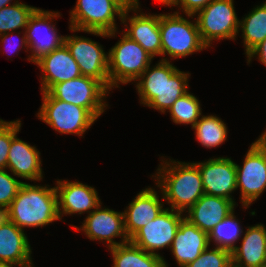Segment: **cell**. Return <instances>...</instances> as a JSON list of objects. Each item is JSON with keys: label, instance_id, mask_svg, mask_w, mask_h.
<instances>
[{"label": "cell", "instance_id": "obj_1", "mask_svg": "<svg viewBox=\"0 0 266 267\" xmlns=\"http://www.w3.org/2000/svg\"><path fill=\"white\" fill-rule=\"evenodd\" d=\"M188 78L189 73L178 70L167 58L152 68L149 65L137 79L141 103L164 113L188 92Z\"/></svg>", "mask_w": 266, "mask_h": 267}, {"label": "cell", "instance_id": "obj_2", "mask_svg": "<svg viewBox=\"0 0 266 267\" xmlns=\"http://www.w3.org/2000/svg\"><path fill=\"white\" fill-rule=\"evenodd\" d=\"M23 182L9 208L3 213L20 229L42 227L59 220L55 187Z\"/></svg>", "mask_w": 266, "mask_h": 267}, {"label": "cell", "instance_id": "obj_3", "mask_svg": "<svg viewBox=\"0 0 266 267\" xmlns=\"http://www.w3.org/2000/svg\"><path fill=\"white\" fill-rule=\"evenodd\" d=\"M170 162L161 163L154 176L162 189L163 200L171 204V209L183 213L204 195L201 174L195 163Z\"/></svg>", "mask_w": 266, "mask_h": 267}, {"label": "cell", "instance_id": "obj_4", "mask_svg": "<svg viewBox=\"0 0 266 267\" xmlns=\"http://www.w3.org/2000/svg\"><path fill=\"white\" fill-rule=\"evenodd\" d=\"M123 12L112 0H77L75 8L70 12L69 29L112 37L117 29L115 15L121 20Z\"/></svg>", "mask_w": 266, "mask_h": 267}, {"label": "cell", "instance_id": "obj_5", "mask_svg": "<svg viewBox=\"0 0 266 267\" xmlns=\"http://www.w3.org/2000/svg\"><path fill=\"white\" fill-rule=\"evenodd\" d=\"M121 40L109 50V90L136 81L151 64L153 57L137 42L122 34Z\"/></svg>", "mask_w": 266, "mask_h": 267}, {"label": "cell", "instance_id": "obj_6", "mask_svg": "<svg viewBox=\"0 0 266 267\" xmlns=\"http://www.w3.org/2000/svg\"><path fill=\"white\" fill-rule=\"evenodd\" d=\"M159 29L162 55L176 59L207 48L201 40L196 21L191 23L179 12L160 14Z\"/></svg>", "mask_w": 266, "mask_h": 267}, {"label": "cell", "instance_id": "obj_7", "mask_svg": "<svg viewBox=\"0 0 266 267\" xmlns=\"http://www.w3.org/2000/svg\"><path fill=\"white\" fill-rule=\"evenodd\" d=\"M42 95L43 103L37 115L61 134L82 136L96 121L86 108L55 99L49 92Z\"/></svg>", "mask_w": 266, "mask_h": 267}, {"label": "cell", "instance_id": "obj_8", "mask_svg": "<svg viewBox=\"0 0 266 267\" xmlns=\"http://www.w3.org/2000/svg\"><path fill=\"white\" fill-rule=\"evenodd\" d=\"M233 3V0H212L204 9L196 13L199 34L207 47H210L211 41L216 39L235 40L241 30Z\"/></svg>", "mask_w": 266, "mask_h": 267}, {"label": "cell", "instance_id": "obj_9", "mask_svg": "<svg viewBox=\"0 0 266 267\" xmlns=\"http://www.w3.org/2000/svg\"><path fill=\"white\" fill-rule=\"evenodd\" d=\"M108 91L97 79L81 75L75 79L55 84L48 92L55 99L86 108L98 119L107 106L103 99Z\"/></svg>", "mask_w": 266, "mask_h": 267}, {"label": "cell", "instance_id": "obj_10", "mask_svg": "<svg viewBox=\"0 0 266 267\" xmlns=\"http://www.w3.org/2000/svg\"><path fill=\"white\" fill-rule=\"evenodd\" d=\"M61 16L58 12L37 8L31 15L26 31L21 39V48H30L32 54L28 60L35 63L42 56L49 54L64 44L65 36H59L51 21Z\"/></svg>", "mask_w": 266, "mask_h": 267}, {"label": "cell", "instance_id": "obj_11", "mask_svg": "<svg viewBox=\"0 0 266 267\" xmlns=\"http://www.w3.org/2000/svg\"><path fill=\"white\" fill-rule=\"evenodd\" d=\"M236 182L245 208L266 189V152L256 142L248 149L243 166L236 164Z\"/></svg>", "mask_w": 266, "mask_h": 267}, {"label": "cell", "instance_id": "obj_12", "mask_svg": "<svg viewBox=\"0 0 266 267\" xmlns=\"http://www.w3.org/2000/svg\"><path fill=\"white\" fill-rule=\"evenodd\" d=\"M182 212L165 208L148 224L140 228L130 241L148 253L157 254L156 250L170 248L181 220Z\"/></svg>", "mask_w": 266, "mask_h": 267}, {"label": "cell", "instance_id": "obj_13", "mask_svg": "<svg viewBox=\"0 0 266 267\" xmlns=\"http://www.w3.org/2000/svg\"><path fill=\"white\" fill-rule=\"evenodd\" d=\"M64 44L79 65L81 75L100 81L109 90L108 58L102 46L89 38L65 36Z\"/></svg>", "mask_w": 266, "mask_h": 267}, {"label": "cell", "instance_id": "obj_14", "mask_svg": "<svg viewBox=\"0 0 266 267\" xmlns=\"http://www.w3.org/2000/svg\"><path fill=\"white\" fill-rule=\"evenodd\" d=\"M73 229L83 230L90 240H105L109 248L130 241L124 227L123 212H116L108 208L102 209L101 204L87 215L80 229L76 226ZM119 236L123 237L121 242L113 240Z\"/></svg>", "mask_w": 266, "mask_h": 267}, {"label": "cell", "instance_id": "obj_15", "mask_svg": "<svg viewBox=\"0 0 266 267\" xmlns=\"http://www.w3.org/2000/svg\"><path fill=\"white\" fill-rule=\"evenodd\" d=\"M200 171L204 194L233 200L231 193L237 189L236 163L227 157L195 163Z\"/></svg>", "mask_w": 266, "mask_h": 267}, {"label": "cell", "instance_id": "obj_16", "mask_svg": "<svg viewBox=\"0 0 266 267\" xmlns=\"http://www.w3.org/2000/svg\"><path fill=\"white\" fill-rule=\"evenodd\" d=\"M42 69V92H48L55 84L81 76L79 65L63 44L35 62Z\"/></svg>", "mask_w": 266, "mask_h": 267}, {"label": "cell", "instance_id": "obj_17", "mask_svg": "<svg viewBox=\"0 0 266 267\" xmlns=\"http://www.w3.org/2000/svg\"><path fill=\"white\" fill-rule=\"evenodd\" d=\"M55 187L57 193L58 214L61 219L63 214L91 213L101 201L96 189L91 186L76 182L58 181ZM63 213V214H62Z\"/></svg>", "mask_w": 266, "mask_h": 267}, {"label": "cell", "instance_id": "obj_18", "mask_svg": "<svg viewBox=\"0 0 266 267\" xmlns=\"http://www.w3.org/2000/svg\"><path fill=\"white\" fill-rule=\"evenodd\" d=\"M31 248L24 233L4 214H0V262H10L19 267H33Z\"/></svg>", "mask_w": 266, "mask_h": 267}, {"label": "cell", "instance_id": "obj_19", "mask_svg": "<svg viewBox=\"0 0 266 267\" xmlns=\"http://www.w3.org/2000/svg\"><path fill=\"white\" fill-rule=\"evenodd\" d=\"M208 246V234L184 217L170 249L179 267H186L196 260Z\"/></svg>", "mask_w": 266, "mask_h": 267}, {"label": "cell", "instance_id": "obj_20", "mask_svg": "<svg viewBox=\"0 0 266 267\" xmlns=\"http://www.w3.org/2000/svg\"><path fill=\"white\" fill-rule=\"evenodd\" d=\"M128 11L123 12L121 18L122 23L127 26L126 21L130 24L126 36L137 42L149 55L155 57L162 56L161 33L159 29L160 14L148 15L140 13V15L127 16ZM129 19V20H128Z\"/></svg>", "mask_w": 266, "mask_h": 267}, {"label": "cell", "instance_id": "obj_21", "mask_svg": "<svg viewBox=\"0 0 266 267\" xmlns=\"http://www.w3.org/2000/svg\"><path fill=\"white\" fill-rule=\"evenodd\" d=\"M164 210L157 192L151 187L142 190L123 212L124 227L130 239L140 228Z\"/></svg>", "mask_w": 266, "mask_h": 267}, {"label": "cell", "instance_id": "obj_22", "mask_svg": "<svg viewBox=\"0 0 266 267\" xmlns=\"http://www.w3.org/2000/svg\"><path fill=\"white\" fill-rule=\"evenodd\" d=\"M236 203L223 197L204 194L185 216L192 224L209 234V232L234 210Z\"/></svg>", "mask_w": 266, "mask_h": 267}, {"label": "cell", "instance_id": "obj_23", "mask_svg": "<svg viewBox=\"0 0 266 267\" xmlns=\"http://www.w3.org/2000/svg\"><path fill=\"white\" fill-rule=\"evenodd\" d=\"M41 162L40 152L35 146L20 140L17 135L11 140L7 169L9 168L13 175L31 181H40L43 176Z\"/></svg>", "mask_w": 266, "mask_h": 267}, {"label": "cell", "instance_id": "obj_24", "mask_svg": "<svg viewBox=\"0 0 266 267\" xmlns=\"http://www.w3.org/2000/svg\"><path fill=\"white\" fill-rule=\"evenodd\" d=\"M266 251V229L263 224L248 227L242 244L232 252V267H263Z\"/></svg>", "mask_w": 266, "mask_h": 267}, {"label": "cell", "instance_id": "obj_25", "mask_svg": "<svg viewBox=\"0 0 266 267\" xmlns=\"http://www.w3.org/2000/svg\"><path fill=\"white\" fill-rule=\"evenodd\" d=\"M109 249L113 267H168L162 256L148 253L131 241Z\"/></svg>", "mask_w": 266, "mask_h": 267}, {"label": "cell", "instance_id": "obj_26", "mask_svg": "<svg viewBox=\"0 0 266 267\" xmlns=\"http://www.w3.org/2000/svg\"><path fill=\"white\" fill-rule=\"evenodd\" d=\"M242 37L248 55L256 46L266 39V2L254 8L239 22Z\"/></svg>", "mask_w": 266, "mask_h": 267}, {"label": "cell", "instance_id": "obj_27", "mask_svg": "<svg viewBox=\"0 0 266 267\" xmlns=\"http://www.w3.org/2000/svg\"><path fill=\"white\" fill-rule=\"evenodd\" d=\"M196 139L206 148L221 145L227 138L226 124L217 116H202L192 127Z\"/></svg>", "mask_w": 266, "mask_h": 267}, {"label": "cell", "instance_id": "obj_28", "mask_svg": "<svg viewBox=\"0 0 266 267\" xmlns=\"http://www.w3.org/2000/svg\"><path fill=\"white\" fill-rule=\"evenodd\" d=\"M242 233L243 230L241 229L233 210L209 232V245L211 241H214L216 247L232 252L236 247L235 243L239 240L238 238L241 237Z\"/></svg>", "mask_w": 266, "mask_h": 267}, {"label": "cell", "instance_id": "obj_29", "mask_svg": "<svg viewBox=\"0 0 266 267\" xmlns=\"http://www.w3.org/2000/svg\"><path fill=\"white\" fill-rule=\"evenodd\" d=\"M32 7L19 1H15L12 5L5 6L0 9V35L26 28L29 18L36 10ZM8 31V32H7Z\"/></svg>", "mask_w": 266, "mask_h": 267}, {"label": "cell", "instance_id": "obj_30", "mask_svg": "<svg viewBox=\"0 0 266 267\" xmlns=\"http://www.w3.org/2000/svg\"><path fill=\"white\" fill-rule=\"evenodd\" d=\"M169 112L175 124H191L192 127L202 116L199 100L189 92L178 98Z\"/></svg>", "mask_w": 266, "mask_h": 267}, {"label": "cell", "instance_id": "obj_31", "mask_svg": "<svg viewBox=\"0 0 266 267\" xmlns=\"http://www.w3.org/2000/svg\"><path fill=\"white\" fill-rule=\"evenodd\" d=\"M186 267H232L231 251L215 247L209 250V246L202 254Z\"/></svg>", "mask_w": 266, "mask_h": 267}, {"label": "cell", "instance_id": "obj_32", "mask_svg": "<svg viewBox=\"0 0 266 267\" xmlns=\"http://www.w3.org/2000/svg\"><path fill=\"white\" fill-rule=\"evenodd\" d=\"M20 127V120L6 122L0 119V169L7 168L11 140L17 135Z\"/></svg>", "mask_w": 266, "mask_h": 267}, {"label": "cell", "instance_id": "obj_33", "mask_svg": "<svg viewBox=\"0 0 266 267\" xmlns=\"http://www.w3.org/2000/svg\"><path fill=\"white\" fill-rule=\"evenodd\" d=\"M22 183L9 175L6 169H0V214L9 208Z\"/></svg>", "mask_w": 266, "mask_h": 267}, {"label": "cell", "instance_id": "obj_34", "mask_svg": "<svg viewBox=\"0 0 266 267\" xmlns=\"http://www.w3.org/2000/svg\"><path fill=\"white\" fill-rule=\"evenodd\" d=\"M212 0H175L174 6H178L180 10L185 12L188 17H193L197 12L204 9Z\"/></svg>", "mask_w": 266, "mask_h": 267}, {"label": "cell", "instance_id": "obj_35", "mask_svg": "<svg viewBox=\"0 0 266 267\" xmlns=\"http://www.w3.org/2000/svg\"><path fill=\"white\" fill-rule=\"evenodd\" d=\"M258 56L257 59H259L260 62H262L264 65H266V39L261 42L258 46H256L248 55V62L250 63L251 58Z\"/></svg>", "mask_w": 266, "mask_h": 267}, {"label": "cell", "instance_id": "obj_36", "mask_svg": "<svg viewBox=\"0 0 266 267\" xmlns=\"http://www.w3.org/2000/svg\"><path fill=\"white\" fill-rule=\"evenodd\" d=\"M119 8H121L124 12L133 10L137 12L139 9V0H112Z\"/></svg>", "mask_w": 266, "mask_h": 267}, {"label": "cell", "instance_id": "obj_37", "mask_svg": "<svg viewBox=\"0 0 266 267\" xmlns=\"http://www.w3.org/2000/svg\"><path fill=\"white\" fill-rule=\"evenodd\" d=\"M255 142L266 152V131Z\"/></svg>", "mask_w": 266, "mask_h": 267}, {"label": "cell", "instance_id": "obj_38", "mask_svg": "<svg viewBox=\"0 0 266 267\" xmlns=\"http://www.w3.org/2000/svg\"><path fill=\"white\" fill-rule=\"evenodd\" d=\"M10 36V34L9 33H6V34H2V35H0V37H1V42L3 43H7V41H8V37ZM9 42V41H8ZM20 42V41H19ZM18 45V44H17ZM15 47V48H14ZM14 47H12L11 49L9 48V52H10V50H11V52L13 53V52H16V49L18 50L19 49V47L20 46H18V48H17V46H14Z\"/></svg>", "mask_w": 266, "mask_h": 267}, {"label": "cell", "instance_id": "obj_39", "mask_svg": "<svg viewBox=\"0 0 266 267\" xmlns=\"http://www.w3.org/2000/svg\"><path fill=\"white\" fill-rule=\"evenodd\" d=\"M10 1H12V0H0V9H2L5 6L12 5V4H10Z\"/></svg>", "mask_w": 266, "mask_h": 267}, {"label": "cell", "instance_id": "obj_40", "mask_svg": "<svg viewBox=\"0 0 266 267\" xmlns=\"http://www.w3.org/2000/svg\"><path fill=\"white\" fill-rule=\"evenodd\" d=\"M157 1L163 3L167 6H170V7L173 6V3L175 2V0H157Z\"/></svg>", "mask_w": 266, "mask_h": 267}, {"label": "cell", "instance_id": "obj_41", "mask_svg": "<svg viewBox=\"0 0 266 267\" xmlns=\"http://www.w3.org/2000/svg\"><path fill=\"white\" fill-rule=\"evenodd\" d=\"M17 264L10 263V262H0V267H15Z\"/></svg>", "mask_w": 266, "mask_h": 267}, {"label": "cell", "instance_id": "obj_42", "mask_svg": "<svg viewBox=\"0 0 266 267\" xmlns=\"http://www.w3.org/2000/svg\"><path fill=\"white\" fill-rule=\"evenodd\" d=\"M263 267H266V251H265V257H264V264Z\"/></svg>", "mask_w": 266, "mask_h": 267}]
</instances>
